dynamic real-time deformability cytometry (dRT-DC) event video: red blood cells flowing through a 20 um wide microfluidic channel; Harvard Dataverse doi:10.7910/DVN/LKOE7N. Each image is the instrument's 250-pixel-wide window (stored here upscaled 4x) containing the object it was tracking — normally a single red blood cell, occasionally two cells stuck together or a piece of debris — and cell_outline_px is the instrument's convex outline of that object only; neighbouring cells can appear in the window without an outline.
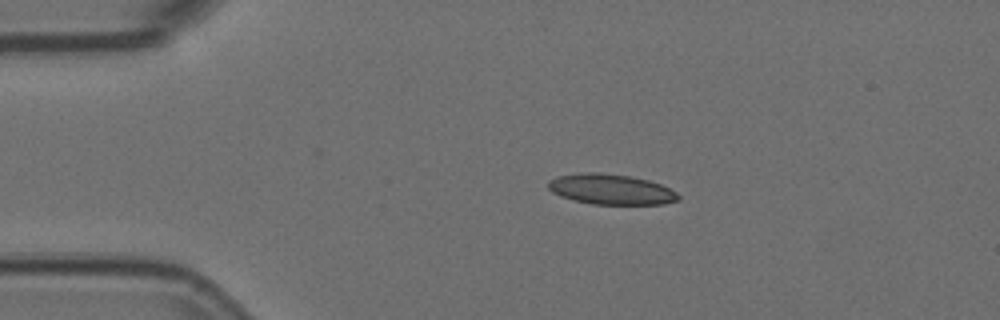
{"species": "Egyptian fruit bat (a non-hibernating species)", "species_latin": "Rousettus aegyptiacus", "temperature_condition": "room temperature", "stored_images_in_passage": 5, "camera_frame_rate_fps": 3000, "um_per_image_px": 0.085, "animal": {"sex": "female"}, "frame": {"image": 1, "passage_image": 3, "time_ms": 0.667, "image_size_px": [1000, 320], "cell_outline_px": [[680, 200], [664, 204], [592, 204], [572, 200], [560, 196], [552, 192], [548, 188], [548, 180], [556, 176], [584, 172], [600, 172], [632, 176], [648, 180], [660, 184], [676, 192], [680, 196]], "centroid_in_image_um": [51.91, 16.09], "position_along_channel_um": 33.1, "area_um2": 23.24}}
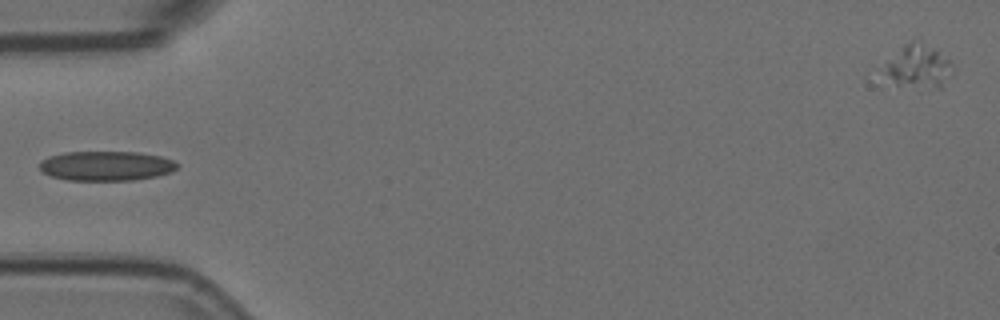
{"frame": {"image": 2, "passage_image": 5, "time_ms": 1.333, "image_size_px": [1000, 320], "cell_outline_px": [[180, 164], [172, 172], [156, 176], [132, 180], [68, 180], [52, 176], [44, 172], [40, 168], [40, 164], [48, 156], [64, 152], [136, 152], [160, 156], [172, 160]], "centroid_in_image_um": [9.05, 14.1], "position_along_channel_um": 75.9, "area_um2": 23.58}}